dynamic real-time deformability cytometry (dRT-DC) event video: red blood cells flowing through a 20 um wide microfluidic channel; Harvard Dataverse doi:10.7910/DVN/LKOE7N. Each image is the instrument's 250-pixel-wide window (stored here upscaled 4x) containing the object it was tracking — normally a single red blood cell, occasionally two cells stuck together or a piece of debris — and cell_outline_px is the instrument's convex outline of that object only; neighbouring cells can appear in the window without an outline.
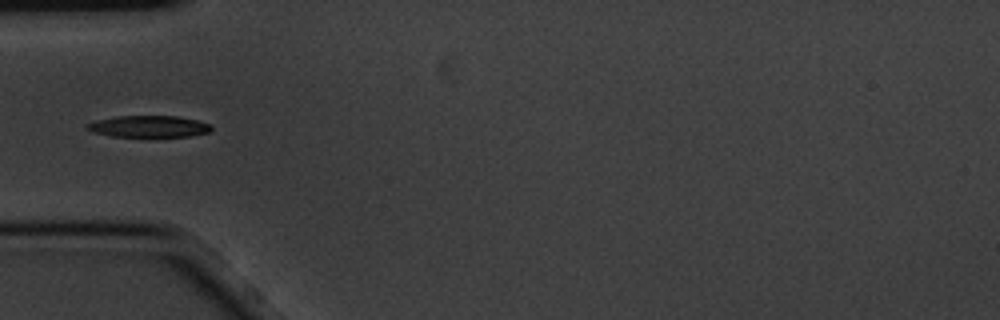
{"species": "common noctule bat (a hibernating species)", "species_latin": "Nyctalus noctula", "temperature_condition": "cold", "stored_images_in_passage": 8, "camera_frame_rate_fps": 3000, "um_per_image_px": 0.085, "animal": {"sex": "male", "body_mass_g": 20.1, "forearm_length_mm": 53.5}, "frame": {"image": 1, "passage_image": 5, "time_ms": 1.333, "image_size_px": [1000, 320], "cell_outline_px": [[212, 128], [208, 132], [192, 136], [112, 136], [92, 132], [84, 128], [84, 124], [96, 120], [116, 116], [176, 116], [196, 120], [212, 124]], "centroid_in_image_um": [12.6, 10.74], "position_along_channel_um": 72.4, "area_um2": 15.66}}
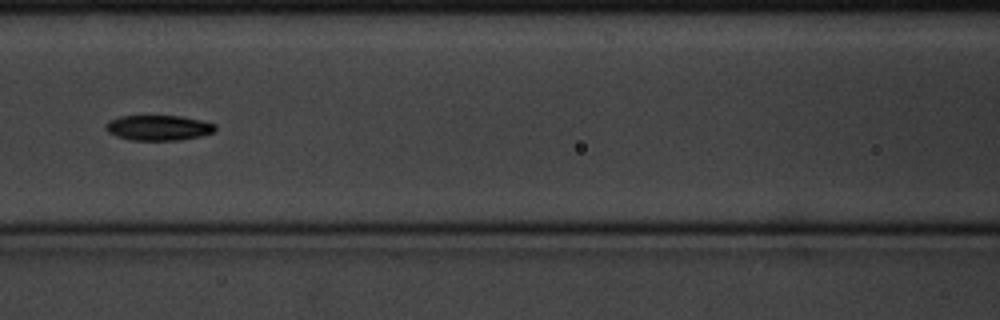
{"frame": {"image": 2, "passage_image": 7, "time_ms": 2.0, "image_size_px": [1000, 320], "cell_outline_px": [[216, 128], [212, 132], [200, 136], [180, 140], [128, 140], [116, 136], [108, 132], [104, 128], [104, 124], [108, 120], [120, 116], [180, 116], [200, 120], [216, 124]], "centroid_in_image_um": [13.41, 10.86], "position_along_channel_um": 153.2, "area_um2": 16.18}}
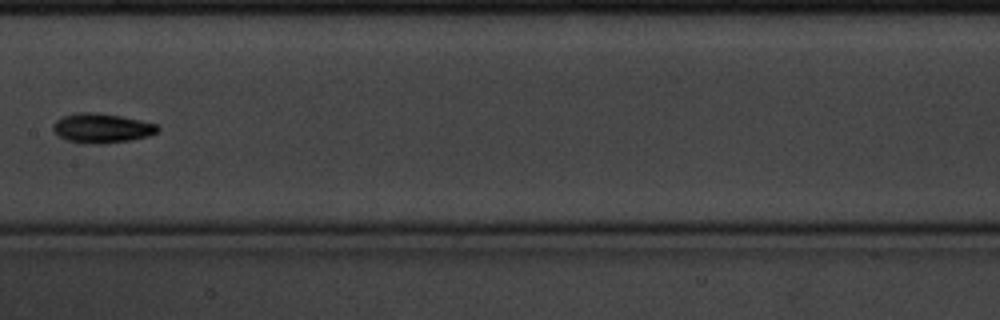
{"frame": {"image": 3, "passage_image": 8, "time_ms": 2.333, "image_size_px": [1000, 320], "cell_outline_px": [[160, 128], [156, 132], [148, 136], [132, 140], [100, 144], [84, 144], [68, 140], [60, 136], [52, 128], [52, 124], [56, 120], [64, 116], [76, 112], [92, 112], [120, 116], [160, 124]], "centroid_in_image_um": [8.67, 10.89], "position_along_channel_um": 198.7, "area_um2": 18.03}}